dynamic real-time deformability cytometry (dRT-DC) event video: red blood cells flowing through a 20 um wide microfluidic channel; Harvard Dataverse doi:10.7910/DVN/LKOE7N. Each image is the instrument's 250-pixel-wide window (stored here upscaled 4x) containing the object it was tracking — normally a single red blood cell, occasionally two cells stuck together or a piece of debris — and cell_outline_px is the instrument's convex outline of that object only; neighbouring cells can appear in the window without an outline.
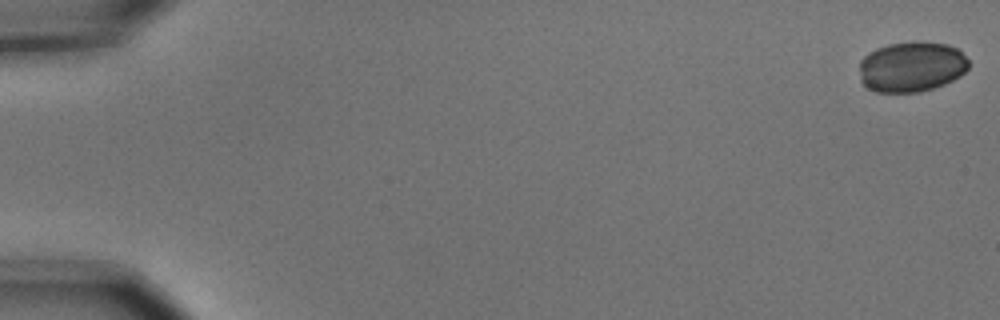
{"species": "common noctule bat (a hibernating species)", "species_latin": "Nyctalus noctula", "temperature_condition": "cold", "stored_images_in_passage": 6, "camera_frame_rate_fps": 3000, "um_per_image_px": 0.085, "animal": {"sex": "male", "body_mass_g": 15.6}, "frame": {"image": 1, "passage_image": 1, "time_ms": 0.0, "image_size_px": [1000, 320], "cell_outline_px": [[968, 68], [960, 76], [944, 84], [920, 92], [876, 92], [868, 88], [860, 80], [860, 60], [868, 52], [876, 48], [888, 44], [912, 40], [916, 40], [948, 44], [956, 48], [968, 60]], "centroid_in_image_um": [77.46, 5.65], "position_along_channel_um": 7.5, "area_um2": 32.37}}
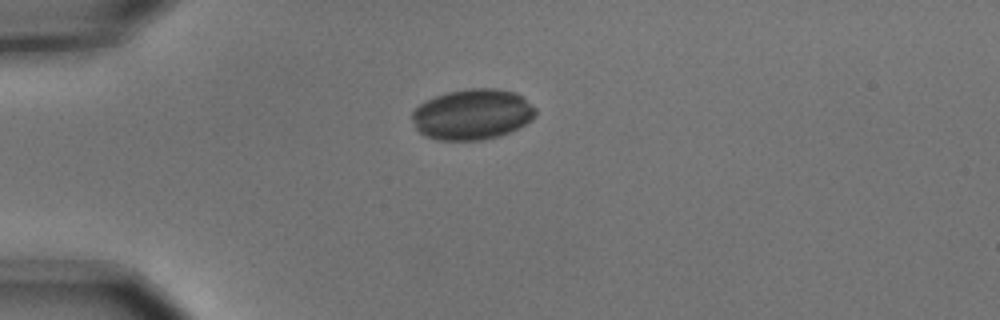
{"frame": {"image": 2, "passage_image": 5, "time_ms": 1.333, "image_size_px": [1000, 320], "cell_outline_px": [[536, 116], [532, 120], [500, 136], [484, 140], [436, 140], [420, 132], [416, 128], [412, 120], [412, 112], [420, 104], [436, 96], [448, 92], [468, 88], [496, 88], [516, 92], [536, 108]], "centroid_in_image_um": [40.17, 9.72], "position_along_channel_um": 44.8, "area_um2": 36.36}}